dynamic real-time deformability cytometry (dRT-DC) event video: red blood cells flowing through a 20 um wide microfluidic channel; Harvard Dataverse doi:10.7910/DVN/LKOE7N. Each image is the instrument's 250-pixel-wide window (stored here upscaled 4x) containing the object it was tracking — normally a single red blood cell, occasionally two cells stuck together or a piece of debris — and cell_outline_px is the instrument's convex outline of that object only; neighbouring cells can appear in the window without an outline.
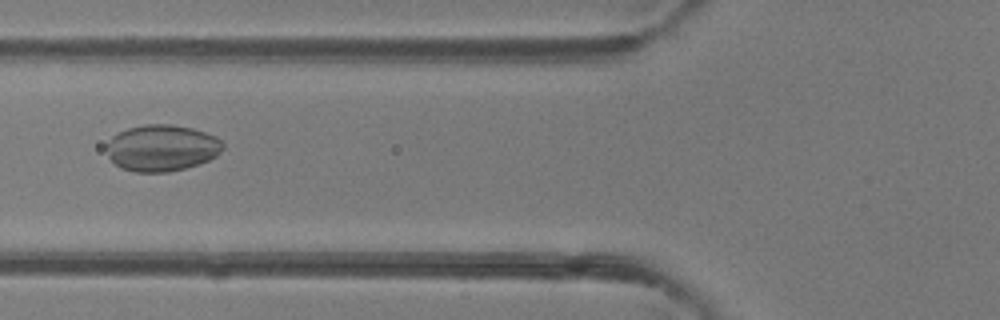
{"species": "common noctule bat (a hibernating species)", "species_latin": "Nyctalus noctula", "temperature_condition": "room temperature", "stored_images_in_passage": 48, "camera_frame_rate_fps": 3000, "um_per_image_px": 0.085, "animal": {"sex": "female"}, "frame": {"image": 1, "passage_image": 19, "time_ms": 6.0, "image_size_px": [1000, 320], "cell_outline_px": [[224, 148], [216, 156], [200, 164], [168, 172], [136, 172], [120, 168], [108, 156], [108, 140], [112, 136], [128, 128], [144, 124], [172, 124], [192, 128], [216, 136], [224, 144]], "centroid_in_image_um": [13.77, 12.57], "position_along_channel_um": 112.0, "area_um2": 31.5}}
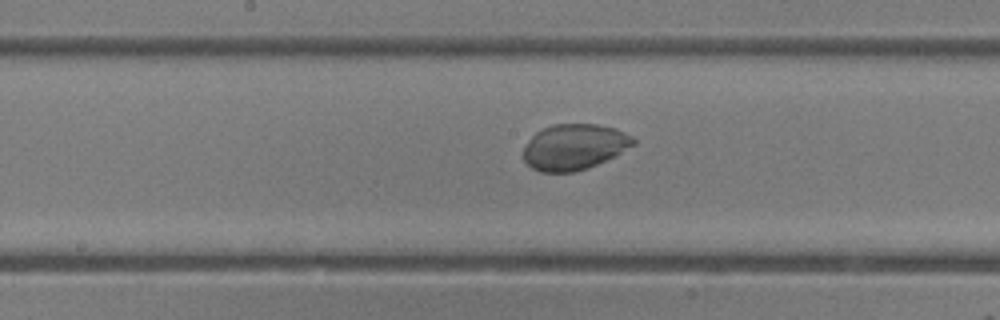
{"frame": {"image": 2, "passage_image": 25, "time_ms": 8.0, "image_size_px": [1000, 320], "cell_outline_px": [[636, 144], [588, 168], [572, 172], [540, 172], [532, 168], [524, 160], [524, 148], [528, 140], [536, 132], [552, 124], [596, 124], [616, 128], [632, 136], [636, 140]], "centroid_in_image_um": [48.8, 12.48], "position_along_channel_um": 199.4, "area_um2": 29.13}}
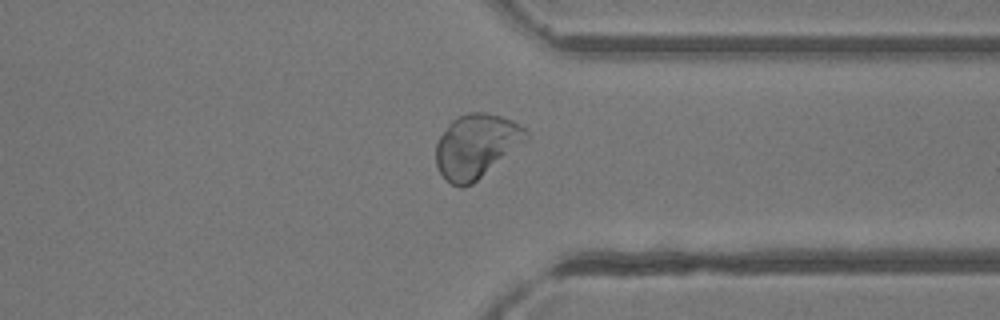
{"frame": {"image": 3, "passage_image": 37, "time_ms": 12.0, "image_size_px": [1000, 320], "cell_outline_px": [[528, 140], [472, 184], [464, 188], [460, 188], [444, 180], [436, 164], [436, 144], [440, 136], [452, 120], [468, 112], [488, 112], [512, 120], [520, 124], [528, 132]], "centroid_in_image_um": [40.48, 12.42], "position_along_channel_um": 370.9, "area_um2": 33.64}}